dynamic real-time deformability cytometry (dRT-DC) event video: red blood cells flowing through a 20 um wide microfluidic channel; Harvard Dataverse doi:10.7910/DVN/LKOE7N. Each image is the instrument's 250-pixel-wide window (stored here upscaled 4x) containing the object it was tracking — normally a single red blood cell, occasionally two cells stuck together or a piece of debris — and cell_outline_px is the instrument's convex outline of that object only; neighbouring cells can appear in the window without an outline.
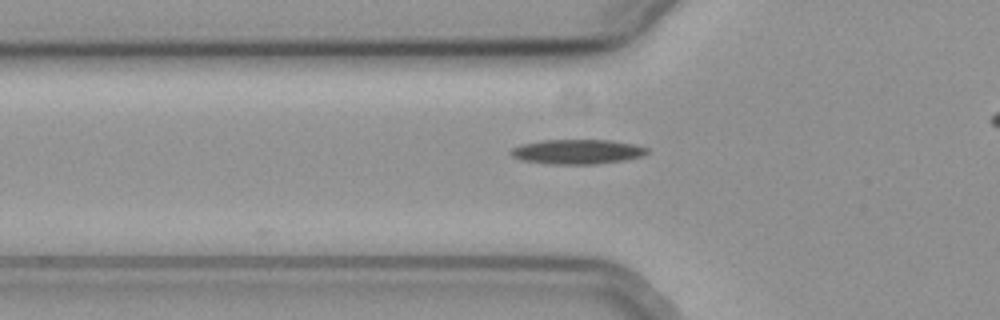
{"species": "common noctule bat (a hibernating species)", "species_latin": "Nyctalus noctula", "temperature_condition": "cold", "stored_images_in_passage": 33, "camera_frame_rate_fps": 3000, "um_per_image_px": 0.085, "animal": {"sex": "female", "body_mass_g": 19.3, "forearm_length_mm": 54.1}, "frame": {"image": 1, "passage_image": 3, "time_ms": 0.667, "image_size_px": [1000, 320], "cell_outline_px": [[648, 152], [644, 156], [628, 160], [596, 164], [548, 164], [520, 160], [512, 156], [508, 152], [512, 148], [520, 144], [544, 140], [612, 140], [632, 144], [648, 148]], "centroid_in_image_um": [49.06, 12.9], "position_along_channel_um": 76.7, "area_um2": 19.83}}
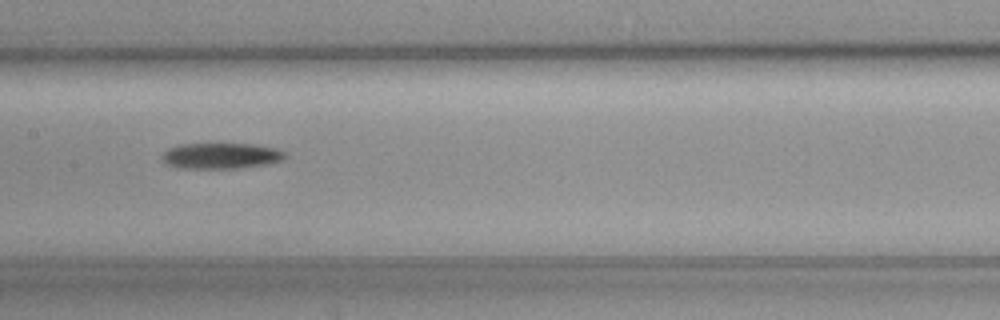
{"frame": {"image": 2, "passage_image": 12, "time_ms": 3.667, "image_size_px": [1000, 320], "cell_outline_px": [[288, 156], [284, 160], [268, 164], [240, 168], [180, 168], [164, 164], [160, 160], [160, 156], [168, 148], [180, 144], [252, 144], [276, 148], [284, 152]], "centroid_in_image_um": [18.76, 13.25], "position_along_channel_um": 188.6, "area_um2": 18.79}}
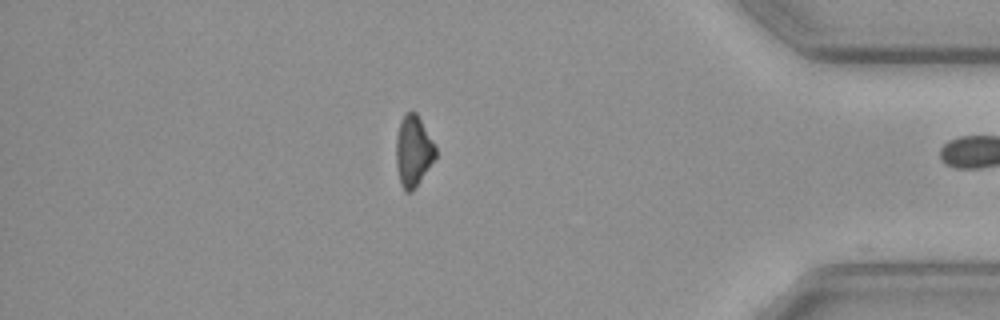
{"frame": {"image": 3, "passage_image": 32, "time_ms": 10.333, "image_size_px": [1000, 320], "cell_outline_px": [[436, 156], [412, 192], [404, 192], [400, 184], [396, 168], [396, 140], [400, 120], [404, 112], [416, 112], [432, 140], [436, 148]], "centroid_in_image_um": [35.1, 12.84], "position_along_channel_um": 400.1, "area_um2": 16.24}}